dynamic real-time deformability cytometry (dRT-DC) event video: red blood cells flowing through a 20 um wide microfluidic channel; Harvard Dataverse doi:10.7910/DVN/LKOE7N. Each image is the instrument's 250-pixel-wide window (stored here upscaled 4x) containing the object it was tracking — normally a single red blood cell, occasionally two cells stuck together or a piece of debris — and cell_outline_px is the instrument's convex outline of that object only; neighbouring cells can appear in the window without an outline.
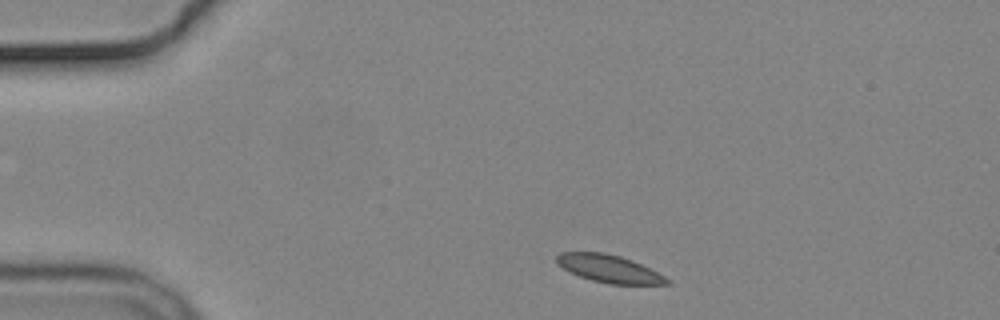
{"species": "common noctule bat (a hibernating species)", "species_latin": "Nyctalus noctula", "temperature_condition": "cold", "stored_images_in_passage": 2, "camera_frame_rate_fps": 3000, "um_per_image_px": 0.085, "animal": {"sex": "male", "body_mass_g": 19.2, "forearm_length_mm": 51.8}, "frame": {"image": 1, "passage_image": 1, "time_ms": 0.0, "image_size_px": [1000, 320], "cell_outline_px": [[672, 284], [608, 284], [592, 280], [580, 276], [564, 268], [556, 260], [556, 256], [560, 252], [604, 252], [620, 256], [632, 260], [672, 280]], "centroid_in_image_um": [51.8, 22.84], "position_along_channel_um": 33.2, "area_um2": 17.51}}